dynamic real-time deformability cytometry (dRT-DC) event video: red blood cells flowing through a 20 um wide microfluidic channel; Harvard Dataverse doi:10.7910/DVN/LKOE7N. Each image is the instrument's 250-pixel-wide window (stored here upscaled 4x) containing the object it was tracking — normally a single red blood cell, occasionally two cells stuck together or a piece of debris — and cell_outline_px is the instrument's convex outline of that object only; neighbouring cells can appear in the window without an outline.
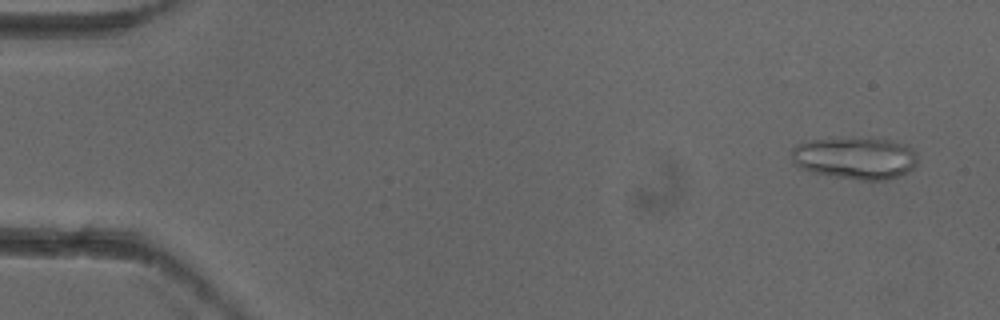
{"species": "common noctule bat (a hibernating species)", "species_latin": "Nyctalus noctula", "temperature_condition": "cold", "stored_images_in_passage": 4, "camera_frame_rate_fps": 3000, "um_per_image_px": 0.085, "animal": {"sex": "female"}, "frame": {"image": 1, "passage_image": 1, "time_ms": 0.0, "image_size_px": [1000, 320], "cell_outline_px": [[916, 164], [908, 172], [884, 180], [856, 180], [812, 172], [800, 168], [792, 160], [792, 148], [796, 144], [804, 140], [892, 140], [904, 144], [912, 148], [916, 152]], "centroid_in_image_um": [72.68, 13.46], "position_along_channel_um": 12.3, "area_um2": 30.29}}